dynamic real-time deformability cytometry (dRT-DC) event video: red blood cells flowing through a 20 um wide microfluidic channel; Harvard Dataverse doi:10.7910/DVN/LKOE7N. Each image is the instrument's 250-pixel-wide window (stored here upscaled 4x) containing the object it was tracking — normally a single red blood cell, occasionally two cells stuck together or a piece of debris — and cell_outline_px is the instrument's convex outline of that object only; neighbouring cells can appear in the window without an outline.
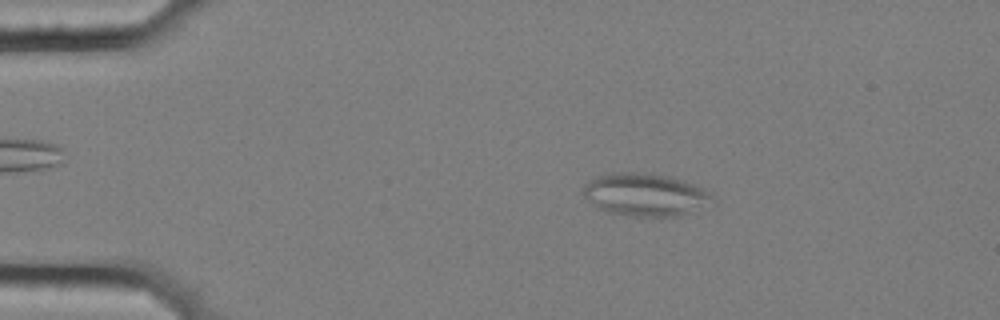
{"species": "common noctule bat (a hibernating species)", "species_latin": "Nyctalus noctula", "temperature_condition": "cold", "stored_images_in_passage": 21, "camera_frame_rate_fps": 3000, "um_per_image_px": 0.085, "animal": {"sex": "female", "body_mass_g": 25.1}, "frame": {"image": 1, "passage_image": 10, "time_ms": 3.0, "image_size_px": [1000, 320], "cell_outline_px": [[716, 204], [676, 216], [636, 216], [604, 212], [592, 204], [584, 196], [584, 184], [592, 176], [608, 172], [648, 172], [668, 176], [684, 180], [704, 188], [716, 200]], "centroid_in_image_um": [54.85, 16.53], "position_along_channel_um": 30.2, "area_um2": 32.83}}